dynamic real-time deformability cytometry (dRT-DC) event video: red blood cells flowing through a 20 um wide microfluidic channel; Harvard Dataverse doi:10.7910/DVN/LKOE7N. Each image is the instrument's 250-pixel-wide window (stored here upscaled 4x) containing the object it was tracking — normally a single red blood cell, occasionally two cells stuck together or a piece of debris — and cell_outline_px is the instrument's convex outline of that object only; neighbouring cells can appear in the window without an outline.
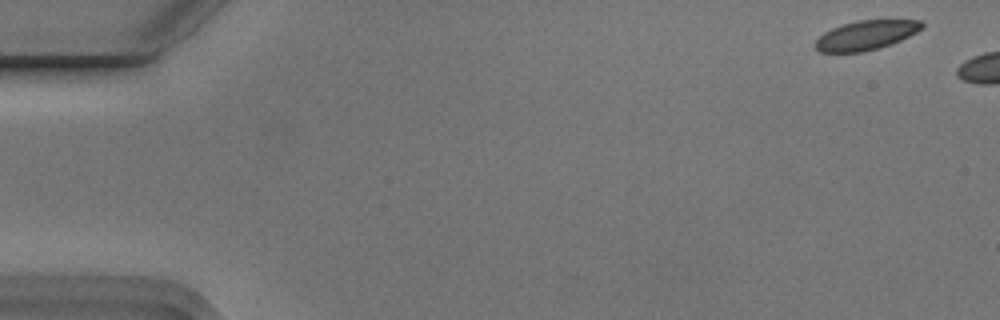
{"species": "Egyptian fruit bat (a non-hibernating species)", "species_latin": "Rousettus aegyptiacus", "temperature_condition": "cold", "stored_images_in_passage": 6, "camera_frame_rate_fps": 3000, "um_per_image_px": 0.085, "animal": {"sex": "male"}, "frame": {"image": 1, "passage_image": 1, "time_ms": 0.0, "image_size_px": [1000, 320], "cell_outline_px": [[924, 28], [892, 44], [880, 48], [864, 52], [820, 52], [812, 44], [824, 32], [832, 28], [856, 20], [920, 20], [924, 24]], "centroid_in_image_um": [73.6, 3.0], "position_along_channel_um": 11.4, "area_um2": 18.32}}
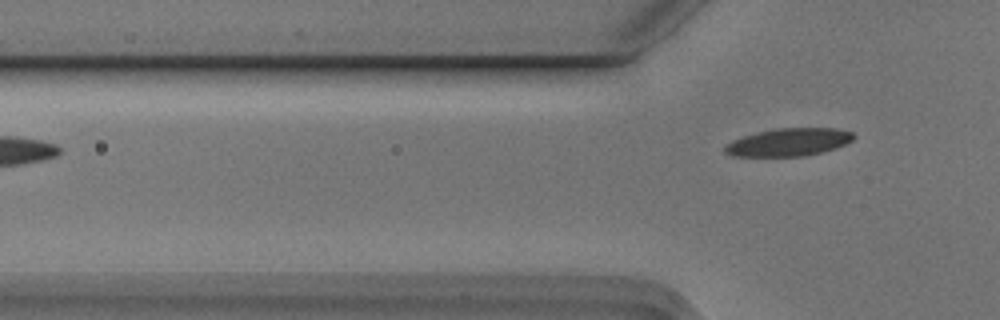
{"frame": {"image": 2, "passage_image": 6, "time_ms": 1.667, "image_size_px": [1000, 320], "cell_outline_px": [[856, 136], [852, 140], [836, 148], [804, 156], [732, 156], [724, 152], [724, 148], [732, 140], [744, 136], [760, 132], [780, 128], [836, 128], [852, 132]], "centroid_in_image_um": [67.06, 12.09], "position_along_channel_um": 58.7, "area_um2": 20.58}}